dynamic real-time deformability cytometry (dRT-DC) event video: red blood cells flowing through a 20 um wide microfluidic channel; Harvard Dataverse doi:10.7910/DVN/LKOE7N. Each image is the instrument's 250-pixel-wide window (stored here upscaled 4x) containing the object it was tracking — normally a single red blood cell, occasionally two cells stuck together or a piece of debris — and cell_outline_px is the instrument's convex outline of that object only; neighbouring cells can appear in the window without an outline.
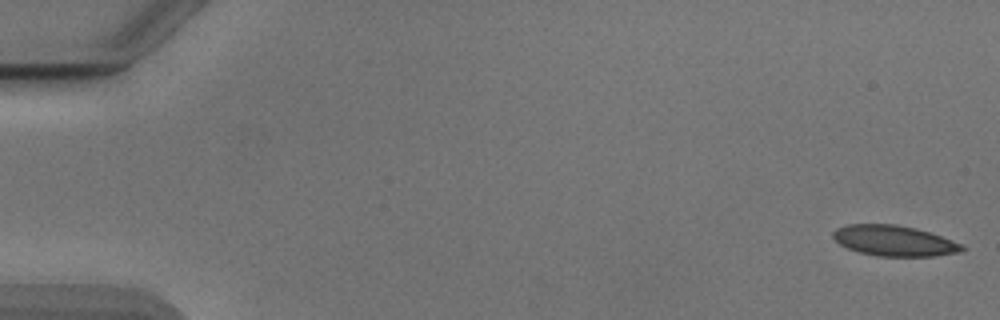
{"species": "Egyptian fruit bat (a non-hibernating species)", "species_latin": "Rousettus aegyptiacus", "temperature_condition": "cold", "stored_images_in_passage": 15, "camera_frame_rate_fps": 3000, "um_per_image_px": 0.085, "animal": {"sex": "male"}, "frame": {"image": 1, "passage_image": 1, "time_ms": 0.0, "image_size_px": [1000, 320], "cell_outline_px": [[968, 248], [964, 252], [936, 256], [876, 256], [860, 252], [848, 248], [840, 244], [832, 236], [832, 232], [836, 228], [848, 224], [896, 224], [916, 228], [964, 244]], "centroid_in_image_um": [76.06, 20.47], "position_along_channel_um": 8.9, "area_um2": 23.18}}
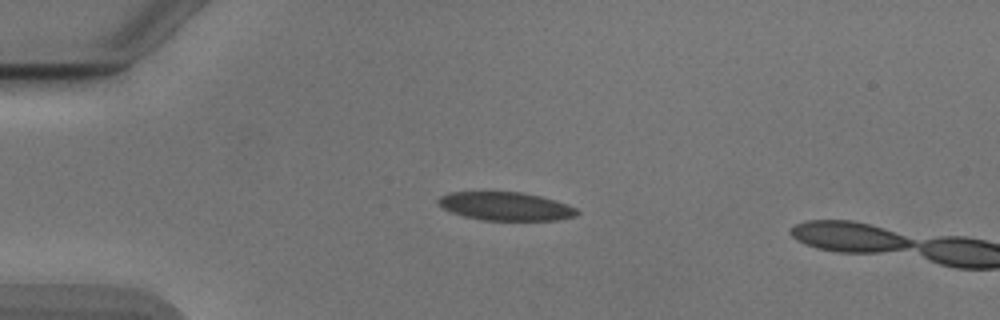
{"frame": {"image": 2, "passage_image": 13, "time_ms": 4.0, "image_size_px": [1000, 320], "cell_outline_px": [[580, 212], [576, 216], [560, 220], [480, 220], [464, 216], [452, 212], [436, 204], [436, 200], [440, 196], [448, 192], [524, 192], [540, 196], [568, 204], [576, 208]], "centroid_in_image_um": [42.98, 17.53], "position_along_channel_um": 42.0, "area_um2": 23.12}}